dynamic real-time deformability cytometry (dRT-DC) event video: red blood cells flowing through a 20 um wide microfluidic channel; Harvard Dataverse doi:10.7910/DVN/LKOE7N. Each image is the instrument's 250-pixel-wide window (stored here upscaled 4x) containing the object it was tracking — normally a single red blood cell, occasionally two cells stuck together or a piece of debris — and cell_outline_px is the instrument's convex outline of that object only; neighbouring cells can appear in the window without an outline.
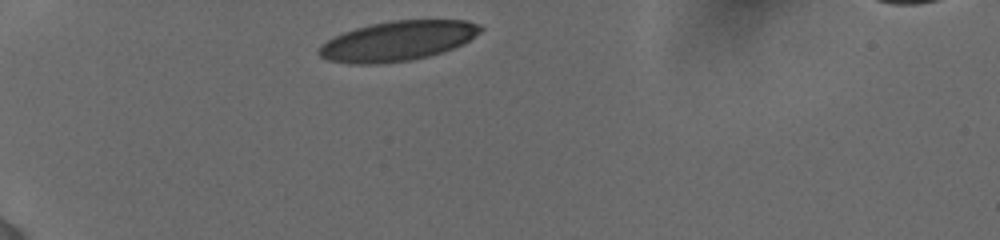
{"species": "human", "species_latin": "Homo sapiens", "temperature_condition": "cold", "stored_images_in_passage": 18, "camera_frame_rate_fps": 3000, "um_per_image_px": 0.085, "donor": {"sex": "female"}, "frame": {"image": 1, "passage_image": 1, "time_ms": 0.0, "image_size_px": [1000, 240], "cell_outline_px": [[484, 28], [480, 32], [468, 40], [452, 48], [428, 56], [412, 60], [380, 64], [348, 64], [328, 60], [320, 56], [316, 52], [332, 36], [356, 28], [372, 24], [392, 20], [468, 20], [480, 24]], "centroid_in_image_um": [33.78, 3.48], "position_along_channel_um": 51.2, "area_um2": 37.34}}
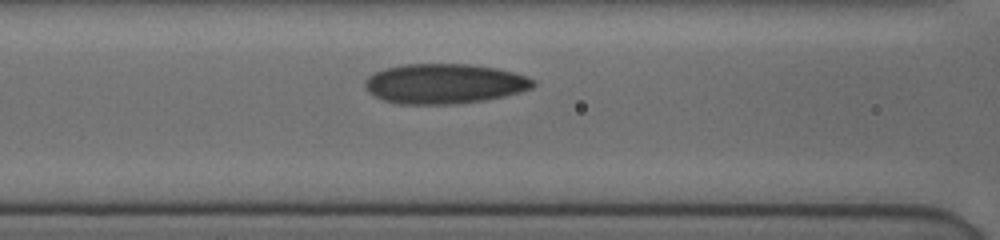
{"frame": {"image": 2, "passage_image": 12, "time_ms": 3.0, "image_size_px": [1000, 240], "cell_outline_px": [[536, 84], [532, 88], [520, 92], [504, 96], [484, 100], [452, 104], [400, 104], [384, 100], [372, 96], [364, 88], [364, 80], [368, 76], [384, 68], [404, 64], [472, 64], [496, 68], [512, 72], [524, 76], [532, 80]], "centroid_in_image_um": [37.72, 7.11], "position_along_channel_um": 128.9, "area_um2": 39.19}}
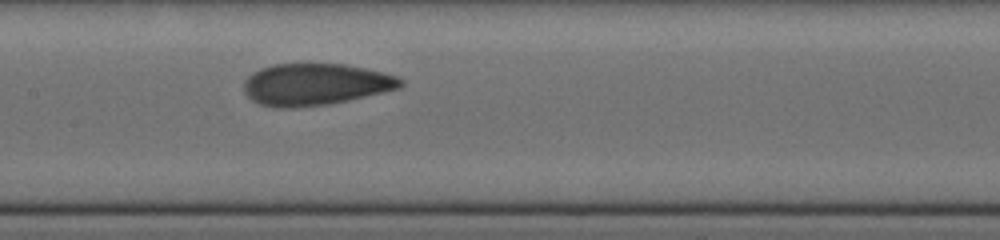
{"frame": {"image": 3, "passage_image": 17, "time_ms": 4.333, "image_size_px": [1000, 240], "cell_outline_px": [[404, 84], [400, 88], [344, 100], [324, 104], [292, 108], [276, 108], [260, 104], [252, 100], [244, 92], [244, 80], [252, 72], [260, 68], [272, 64], [344, 64], [384, 72], [396, 76], [404, 80]], "centroid_in_image_um": [26.77, 7.16], "position_along_channel_um": 180.6, "area_um2": 37.92}}